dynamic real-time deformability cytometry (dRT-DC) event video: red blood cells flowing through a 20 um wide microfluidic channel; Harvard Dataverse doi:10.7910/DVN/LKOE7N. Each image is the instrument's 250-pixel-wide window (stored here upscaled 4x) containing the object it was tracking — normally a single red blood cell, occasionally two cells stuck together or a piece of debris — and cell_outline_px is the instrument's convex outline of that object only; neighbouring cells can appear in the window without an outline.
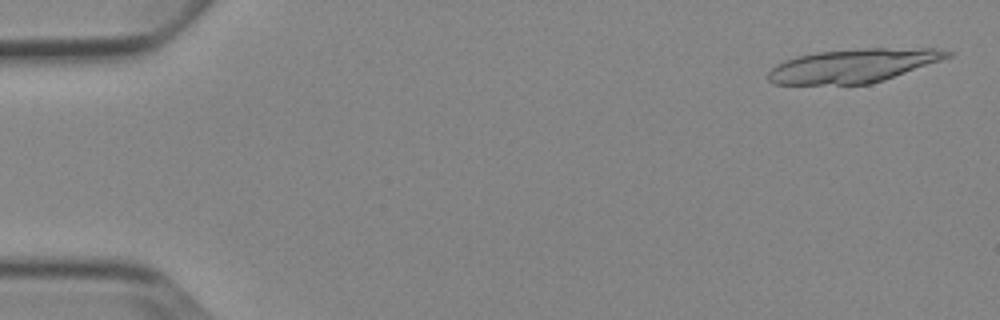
{"species": "Egyptian fruit bat (a non-hibernating species)", "species_latin": "Rousettus aegyptiacus", "temperature_condition": "cold", "stored_images_in_passage": 5, "camera_frame_rate_fps": 3000, "um_per_image_px": 0.085, "animal": {"sex": "female"}, "frame": {"image": 1, "passage_image": 1, "time_ms": 0.0, "image_size_px": [1000, 320], "cell_outline_px": [[956, 52], [952, 56], [884, 80], [868, 84], [772, 84], [768, 80], [768, 72], [776, 64], [784, 60], [796, 56], [816, 52], [864, 48], [932, 48]], "centroid_in_image_um": [72.52, 5.57], "position_along_channel_um": 12.5, "area_um2": 35.14}}